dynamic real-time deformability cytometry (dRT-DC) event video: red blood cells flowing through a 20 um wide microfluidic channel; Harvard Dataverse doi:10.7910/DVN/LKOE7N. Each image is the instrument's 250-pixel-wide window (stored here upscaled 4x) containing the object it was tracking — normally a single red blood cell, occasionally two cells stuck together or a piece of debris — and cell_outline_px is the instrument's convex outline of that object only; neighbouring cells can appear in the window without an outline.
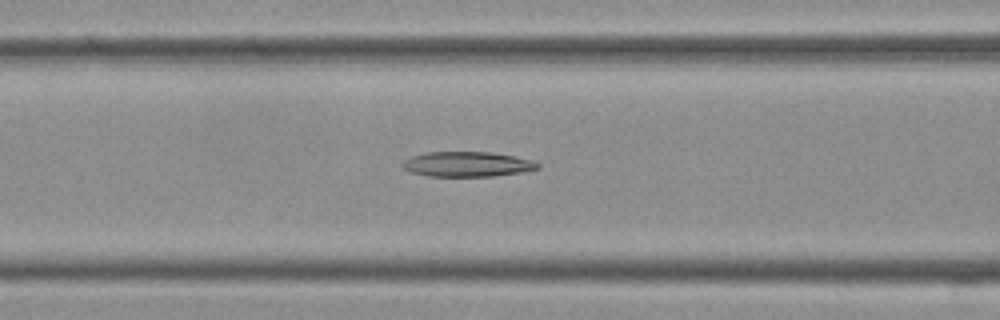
{"species": "Egyptian fruit bat (a non-hibernating species)", "species_latin": "Rousettus aegyptiacus", "temperature_condition": "cold", "stored_images_in_passage": 34, "camera_frame_rate_fps": 3000, "um_per_image_px": 0.085, "frame": {"image": 1, "passage_image": 15, "time_ms": 4.667, "image_size_px": [1000, 320], "cell_outline_px": [[540, 168], [520, 172], [492, 176], [428, 176], [412, 172], [404, 168], [400, 164], [404, 160], [412, 156], [424, 152], [492, 152], [532, 160], [540, 164]], "centroid_in_image_um": [39.69, 13.95], "position_along_channel_um": 126.9, "area_um2": 19.59}}
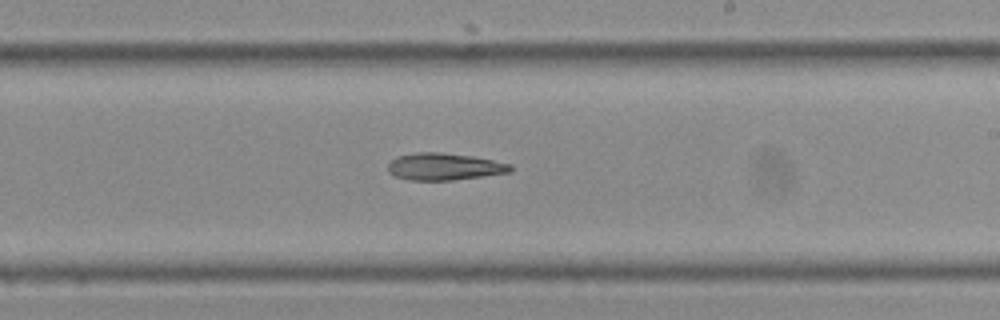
{"frame": {"image": 2, "passage_image": 22, "time_ms": 7.0, "image_size_px": [1000, 320], "cell_outline_px": [[512, 172], [484, 176], [452, 180], [408, 180], [392, 176], [388, 172], [388, 164], [396, 156], [416, 152], [440, 152], [472, 156], [512, 164]], "centroid_in_image_um": [37.74, 14.16], "position_along_channel_um": 251.3, "area_um2": 19.48}}
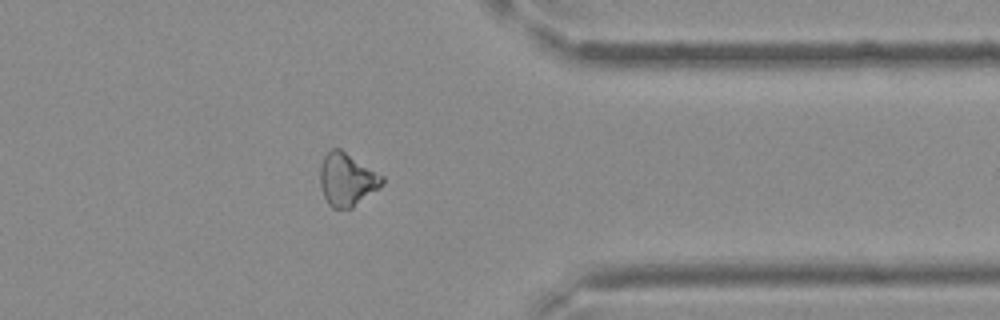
{"frame": {"image": 3, "passage_image": 30, "time_ms": 9.667, "image_size_px": [1000, 320], "cell_outline_px": [[384, 184], [352, 208], [332, 208], [328, 204], [320, 188], [320, 168], [324, 156], [332, 148], [340, 148], [384, 176]], "centroid_in_image_um": [29.49, 15.26], "position_along_channel_um": 381.9, "area_um2": 19.13}}